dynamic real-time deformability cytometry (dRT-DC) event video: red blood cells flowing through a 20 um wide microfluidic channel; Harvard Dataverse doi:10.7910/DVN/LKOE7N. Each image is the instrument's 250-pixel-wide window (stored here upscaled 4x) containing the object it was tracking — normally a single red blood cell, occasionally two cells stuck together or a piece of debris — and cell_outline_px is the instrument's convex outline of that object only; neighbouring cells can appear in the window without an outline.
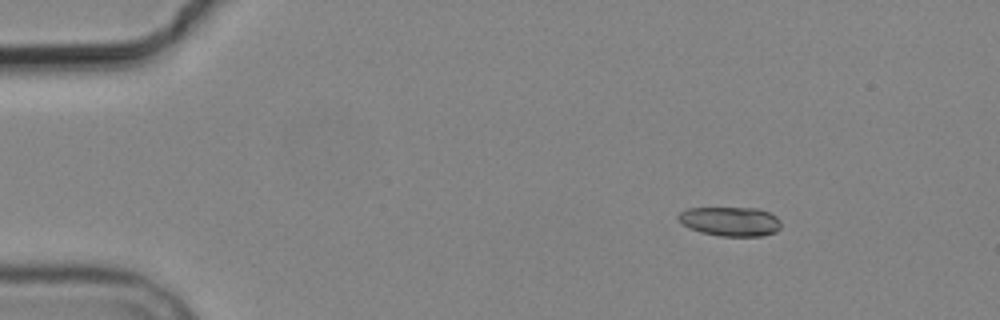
{"species": "common noctule bat (a hibernating species)", "species_latin": "Nyctalus noctula", "temperature_condition": "cold", "stored_images_in_passage": 4, "camera_frame_rate_fps": 3000, "um_per_image_px": 0.085, "animal": {"sex": "male", "body_mass_g": 19.2, "forearm_length_mm": 51.8}, "frame": {"image": 1, "passage_image": 1, "time_ms": 0.0, "image_size_px": [1000, 320], "cell_outline_px": [[780, 228], [776, 232], [764, 236], [720, 236], [700, 232], [688, 228], [676, 216], [680, 212], [688, 208], [760, 208], [776, 216], [780, 220]], "centroid_in_image_um": [62.09, 18.82], "position_along_channel_um": 22.9, "area_um2": 17.63}}
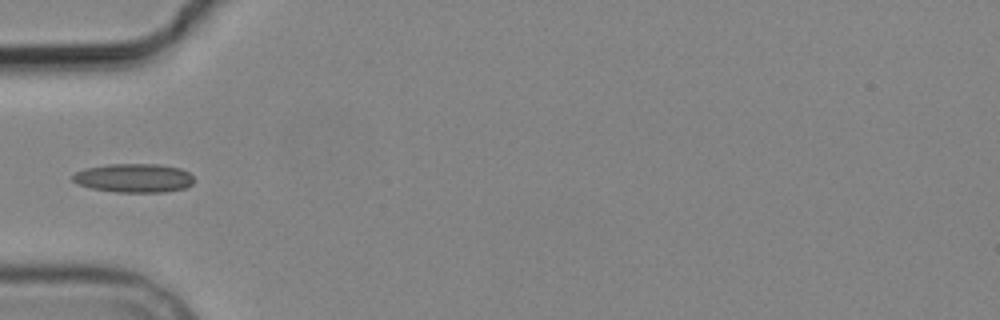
{"frame": {"image": 2, "passage_image": 4, "time_ms": 3.667, "image_size_px": [1000, 320], "cell_outline_px": [[196, 180], [192, 184], [184, 188], [164, 192], [116, 192], [92, 188], [80, 184], [72, 180], [72, 176], [76, 172], [84, 168], [108, 164], [156, 164], [180, 168], [188, 172]], "centroid_in_image_um": [11.4, 15.13], "position_along_channel_um": 73.6, "area_um2": 20.35}}